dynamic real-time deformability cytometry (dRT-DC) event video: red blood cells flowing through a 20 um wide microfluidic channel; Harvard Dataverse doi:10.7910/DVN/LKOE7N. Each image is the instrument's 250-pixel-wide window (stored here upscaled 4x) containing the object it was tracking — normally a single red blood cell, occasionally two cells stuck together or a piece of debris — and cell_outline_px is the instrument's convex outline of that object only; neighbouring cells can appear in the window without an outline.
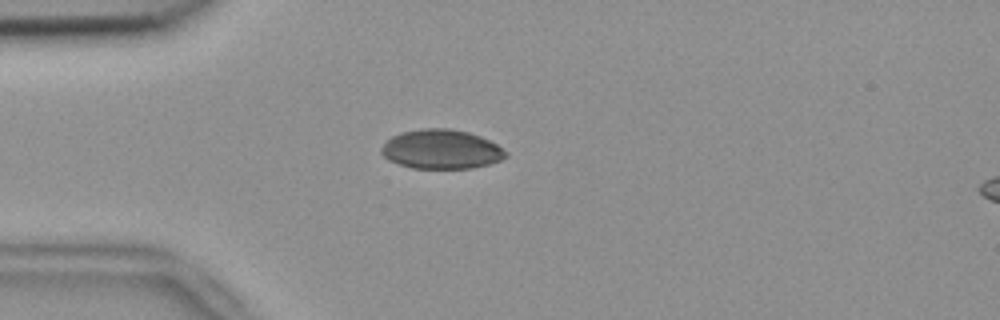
{"species": "common noctule bat (a hibernating species)", "species_latin": "Nyctalus noctula", "temperature_condition": "room temperature", "stored_images_in_passage": 39, "camera_frame_rate_fps": 3000, "um_per_image_px": 0.085, "animal": {"sex": "female", "body_mass_g": 18.4}, "frame": {"image": 1, "passage_image": 9, "time_ms": 2.667, "image_size_px": [1000, 320], "cell_outline_px": [[508, 156], [500, 160], [488, 164], [472, 168], [412, 168], [388, 160], [380, 152], [380, 148], [384, 140], [400, 132], [420, 128], [448, 128], [468, 132], [480, 136], [496, 144], [508, 152]], "centroid_in_image_um": [37.47, 12.68], "position_along_channel_um": 47.5, "area_um2": 28.67}}
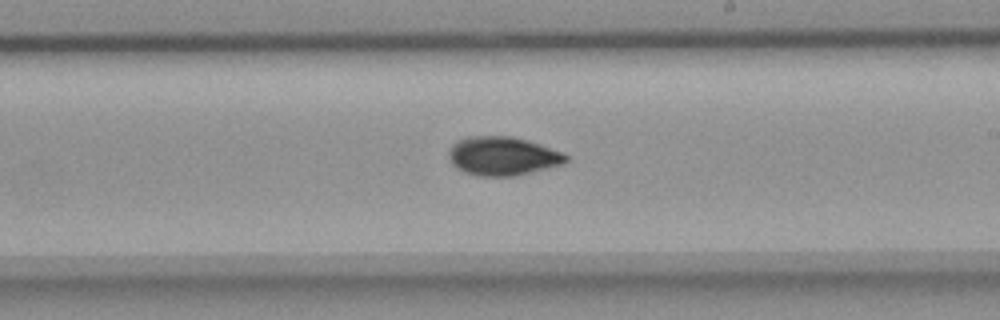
{"frame": {"image": 2, "passage_image": 26, "time_ms": 8.333, "image_size_px": [1000, 320], "cell_outline_px": [[568, 160], [564, 164], [512, 176], [476, 176], [464, 172], [456, 168], [452, 164], [448, 156], [448, 148], [456, 140], [468, 136], [512, 136], [528, 140], [564, 152], [568, 156]], "centroid_in_image_um": [42.7, 13.25], "position_along_channel_um": 246.3, "area_um2": 26.76}}
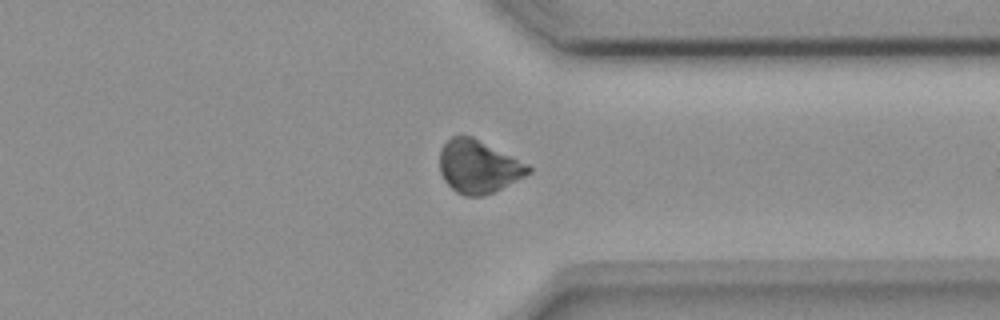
{"frame": {"image": 3, "passage_image": 36, "time_ms": 11.667, "image_size_px": [1000, 320], "cell_outline_px": [[532, 172], [492, 192], [480, 196], [464, 196], [456, 192], [444, 180], [440, 172], [440, 148], [452, 136], [472, 136], [528, 164], [532, 168]], "centroid_in_image_um": [40.64, 14.16], "position_along_channel_um": 370.8, "area_um2": 27.05}, "authors_computed_cell_mechanics": {"area_um2": 26.8192, "velocity_mm_per_s": 3.764, "shape_relaxation_time_tau1_ms": 5.4701, "shape_relaxation_time_tau2_ms": 1.8184, "deformation_change_tau1": 0.0928, "deformation_change_tau2": 0.0497}}